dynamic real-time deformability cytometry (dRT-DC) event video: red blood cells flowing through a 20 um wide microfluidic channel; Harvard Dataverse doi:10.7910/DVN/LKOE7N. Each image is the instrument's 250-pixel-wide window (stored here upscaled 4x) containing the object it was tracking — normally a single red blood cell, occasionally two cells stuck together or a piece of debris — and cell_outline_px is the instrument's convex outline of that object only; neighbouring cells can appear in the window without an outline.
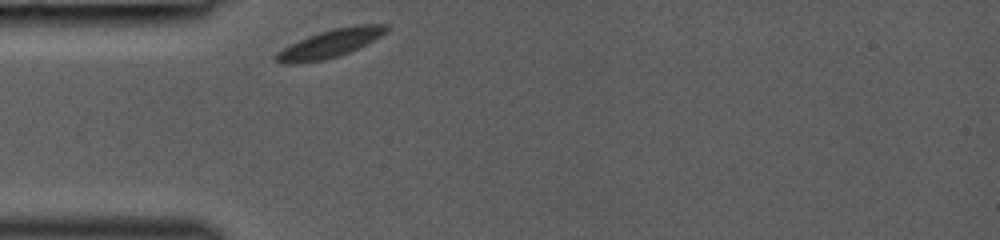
{"species": "common noctule bat (a hibernating species)", "species_latin": "Nyctalus noctula", "temperature_condition": "room temperature", "stored_images_in_passage": 27, "camera_frame_rate_fps": 3000, "um_per_image_px": 0.085, "animal": {"sex": "female", "body_mass_g": 19.0, "forearm_length_mm": 53.3}, "frame": {"image": 1, "passage_image": 1, "time_ms": 0.0, "image_size_px": [1000, 240], "cell_outline_px": [[388, 32], [340, 56], [324, 60], [292, 64], [280, 64], [272, 60], [272, 56], [276, 52], [308, 36], [332, 28], [356, 24], [388, 24]], "centroid_in_image_um": [28.0, 3.71], "position_along_channel_um": 57.0, "area_um2": 18.09}}
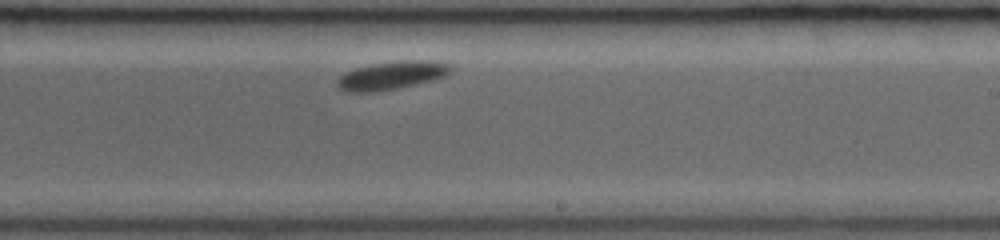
{"frame": {"image": 2, "passage_image": 16, "time_ms": 5.0, "image_size_px": [1000, 240], "cell_outline_px": [[452, 68], [444, 76], [432, 80], [400, 88], [372, 92], [348, 92], [340, 88], [336, 84], [336, 80], [344, 72], [356, 68], [372, 64], [396, 60], [428, 60], [448, 64]], "centroid_in_image_um": [33.25, 6.41], "position_along_channel_um": 255.8, "area_um2": 18.61}}
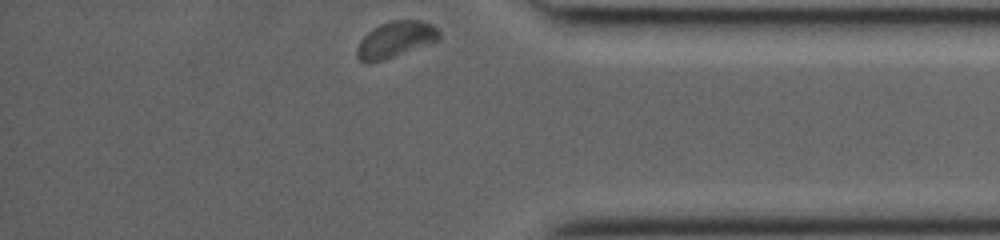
{"frame": {"image": 3, "passage_image": 27, "time_ms": 8.667, "image_size_px": [1000, 240], "cell_outline_px": [[440, 40], [432, 44], [384, 60], [368, 64], [360, 60], [356, 56], [356, 48], [360, 40], [368, 32], [380, 24], [392, 20], [420, 20], [432, 24], [440, 32]], "centroid_in_image_um": [33.63, 3.38], "position_along_channel_um": 401.6, "area_um2": 17.63}}